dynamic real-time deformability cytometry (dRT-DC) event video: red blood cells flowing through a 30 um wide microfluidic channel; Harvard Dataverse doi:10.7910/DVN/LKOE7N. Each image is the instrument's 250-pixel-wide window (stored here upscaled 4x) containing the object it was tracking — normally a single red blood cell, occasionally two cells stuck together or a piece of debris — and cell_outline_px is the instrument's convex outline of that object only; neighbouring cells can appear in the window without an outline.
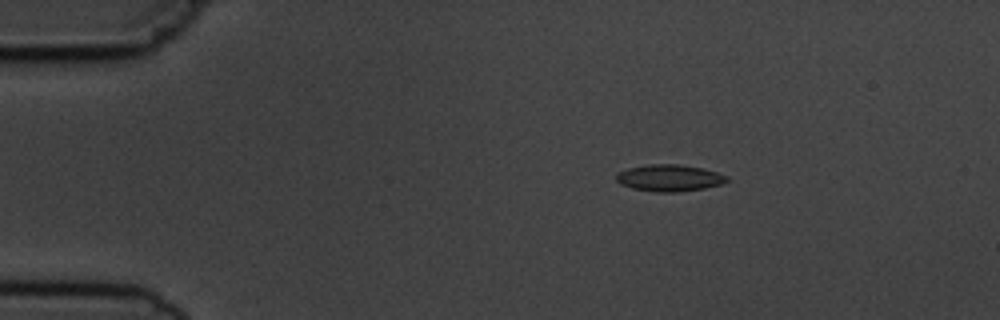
{"species": "common noctule bat (a hibernating species)", "species_latin": "Nyctalus noctula", "temperature_condition": "cold", "stored_images_in_passage": 6, "segment_of_instrument_passage": [1, 2], "camera_frame_rate_fps": 3000, "um_per_image_px": 0.085, "animal": {"sex": "male", "body_mass_g": 19.5, "forearm_length_mm": 54.6}, "frame": {"image": 1, "passage_image": 3, "time_ms": 2.333, "image_size_px": [1000, 320], "cell_outline_px": [[728, 180], [724, 184], [704, 188], [676, 192], [656, 192], [632, 188], [620, 184], [616, 180], [616, 172], [628, 168], [652, 164], [680, 164], [704, 168], [728, 176]], "centroid_in_image_um": [56.9, 15.12], "position_along_channel_um": 28.1, "area_um2": 17.34}}